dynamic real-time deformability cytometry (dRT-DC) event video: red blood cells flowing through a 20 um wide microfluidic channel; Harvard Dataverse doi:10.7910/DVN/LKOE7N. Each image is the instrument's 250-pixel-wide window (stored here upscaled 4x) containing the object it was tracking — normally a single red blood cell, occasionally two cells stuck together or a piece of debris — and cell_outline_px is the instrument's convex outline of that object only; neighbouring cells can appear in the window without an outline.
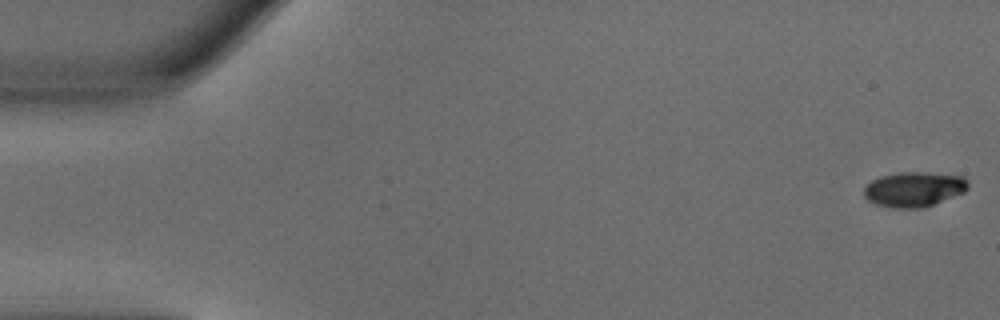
{"species": "common noctule bat (a hibernating species)", "species_latin": "Nyctalus noctula", "temperature_condition": "warm", "stored_images_in_passage": 50, "camera_frame_rate_fps": 3000, "um_per_image_px": 0.085, "animal": {"sex": "male", "body_mass_g": 18.8}, "frame": {"image": 1, "passage_image": 1, "time_ms": 0.0, "image_size_px": [1000, 320], "cell_outline_px": [[968, 188], [964, 192], [924, 208], [892, 208], [876, 204], [868, 200], [864, 196], [864, 188], [872, 180], [880, 176], [900, 172], [924, 172], [964, 176], [968, 180]], "centroid_in_image_um": [77.7, 16.08], "position_along_channel_um": 7.3, "area_um2": 21.27}}
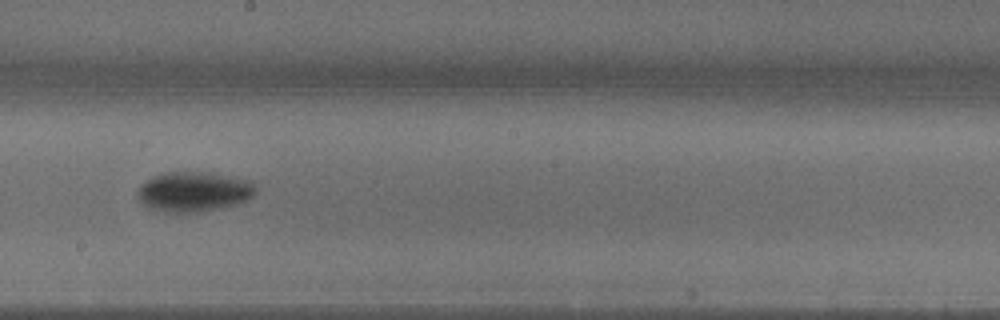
{"frame": {"image": 2, "passage_image": 28, "time_ms": 9.0, "image_size_px": [1000, 320], "cell_outline_px": [[256, 192], [252, 196], [236, 204], [196, 212], [164, 212], [148, 208], [140, 200], [136, 192], [140, 184], [152, 176], [164, 172], [212, 172], [252, 180], [256, 188]], "centroid_in_image_um": [16.45, 16.27], "position_along_channel_um": 231.7, "area_um2": 27.63}}
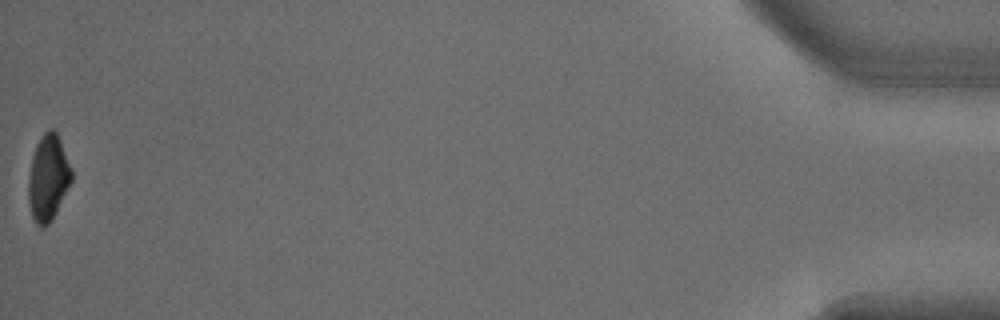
{"frame": {"image": 3, "passage_image": 50, "time_ms": 16.333, "image_size_px": [1000, 320], "cell_outline_px": [[72, 180], [52, 220], [44, 228], [40, 228], [36, 224], [32, 216], [28, 200], [28, 180], [32, 156], [36, 144], [40, 136], [48, 128], [52, 128], [56, 132], [60, 140], [72, 168]], "centroid_in_image_um": [4.08, 15.11], "position_along_channel_um": 431.1, "area_um2": 21.73}, "authors_computed_cell_mechanics": {"area_um2": 23.2934, "velocity_mm_per_s": 4.0527, "shape_relaxation_time_tau1_ms": 2.1435, "shape_relaxation_time_tau2_ms": null, "deformation_change_tau1": 0.1401, "deformation_change_tau2": null}}